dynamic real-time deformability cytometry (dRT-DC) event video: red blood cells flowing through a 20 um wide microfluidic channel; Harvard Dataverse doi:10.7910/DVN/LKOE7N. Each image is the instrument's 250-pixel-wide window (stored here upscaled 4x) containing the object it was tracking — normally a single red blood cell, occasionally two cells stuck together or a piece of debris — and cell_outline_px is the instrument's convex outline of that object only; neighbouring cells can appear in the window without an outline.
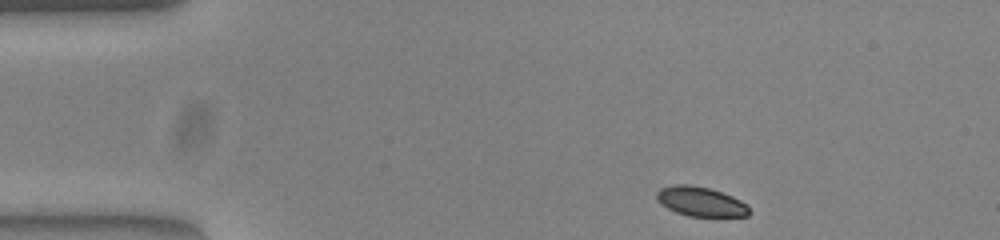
{"species": "common noctule bat (a hibernating species)", "species_latin": "Nyctalus noctula", "temperature_condition": "warm", "stored_images_in_passage": 46, "camera_frame_rate_fps": 3000, "um_per_image_px": 0.085, "animal": {"sex": "female", "body_mass_g": 23.0, "forearm_length_mm": 53.4}, "frame": {"image": 1, "passage_image": 1, "time_ms": 0.0, "image_size_px": [1000, 240], "cell_outline_px": [[748, 216], [688, 216], [676, 212], [660, 204], [656, 200], [656, 192], [660, 188], [676, 184], [692, 184], [708, 188], [732, 196], [740, 200], [748, 208]], "centroid_in_image_um": [59.49, 17.12], "position_along_channel_um": 25.5, "area_um2": 15.78}}
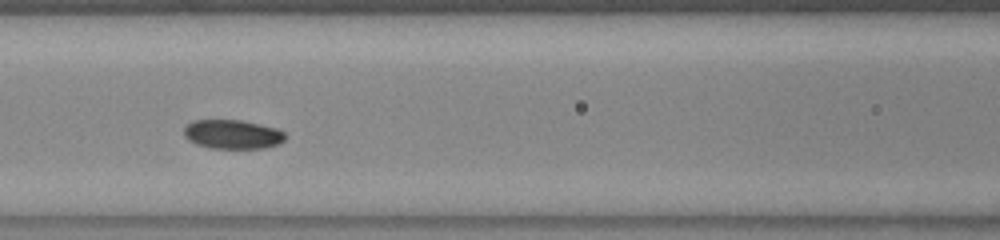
{"frame": {"image": 2, "passage_image": 16, "time_ms": 5.0, "image_size_px": [1000, 240], "cell_outline_px": [[284, 140], [280, 144], [264, 148], [212, 148], [196, 144], [188, 140], [184, 136], [184, 128], [192, 120], [240, 120], [276, 128], [284, 132]], "centroid_in_image_um": [19.75, 11.42], "position_along_channel_um": 146.9, "area_um2": 17.11}}
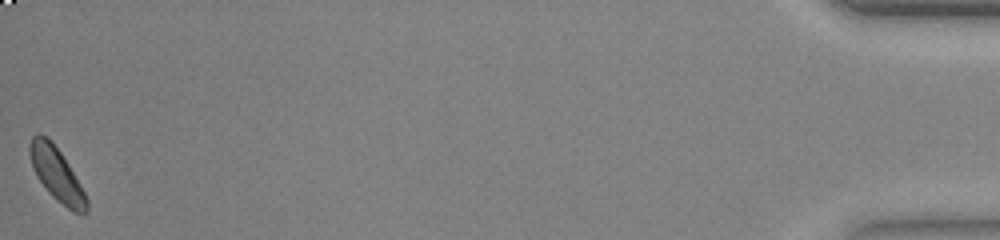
{"frame": {"image": 3, "passage_image": 46, "time_ms": 15.0, "image_size_px": [1000, 240], "cell_outline_px": [[88, 212], [76, 212], [68, 208], [56, 200], [48, 192], [36, 176], [32, 168], [28, 152], [28, 144], [32, 136], [40, 132], [52, 140], [68, 164], [80, 184], [88, 200]], "centroid_in_image_um": [4.77, 14.76], "position_along_channel_um": 430.4, "area_um2": 17.74}}